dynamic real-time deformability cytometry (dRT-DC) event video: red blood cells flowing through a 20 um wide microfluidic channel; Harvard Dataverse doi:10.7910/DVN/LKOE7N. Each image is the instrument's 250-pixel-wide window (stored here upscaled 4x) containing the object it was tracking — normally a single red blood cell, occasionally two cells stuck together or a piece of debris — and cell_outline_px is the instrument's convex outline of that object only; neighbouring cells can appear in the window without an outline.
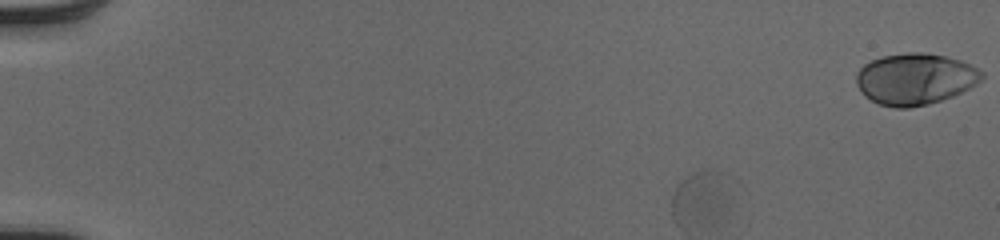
{"species": "human", "species_latin": "Homo sapiens", "temperature_condition": "cold", "stored_images_in_passage": 47, "camera_frame_rate_fps": 3000, "um_per_image_px": 0.085, "donor": {"sex": "male"}, "frame": {"image": 1, "passage_image": 1, "time_ms": 0.0, "image_size_px": [1000, 240], "cell_outline_px": [[984, 76], [976, 84], [952, 96], [928, 104], [908, 108], [896, 108], [880, 104], [864, 96], [856, 84], [856, 72], [864, 64], [880, 56], [908, 52], [924, 52], [944, 56], [960, 60], [984, 72]], "centroid_in_image_um": [77.75, 6.7], "position_along_channel_um": 7.2, "area_um2": 37.51}}
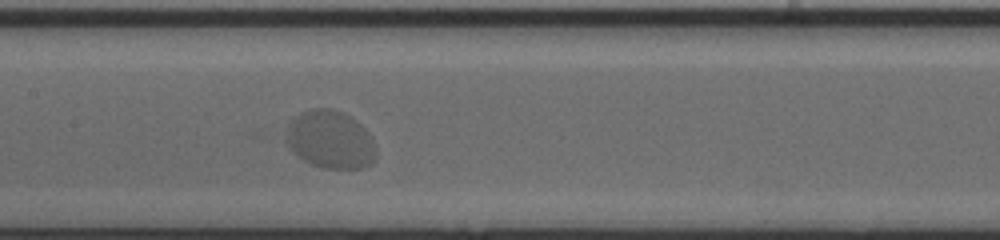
{"frame": {"image": 2, "passage_image": 21, "time_ms": 6.667, "image_size_px": [1000, 240], "cell_outline_px": [[376, 156], [372, 164], [364, 168], [324, 168], [312, 164], [304, 160], [292, 152], [288, 144], [288, 124], [296, 116], [304, 112], [316, 108], [332, 108], [344, 112], [360, 124], [368, 132], [372, 140], [376, 152]], "centroid_in_image_um": [28.11, 11.88], "position_along_channel_um": 179.3, "area_um2": 30.06}}
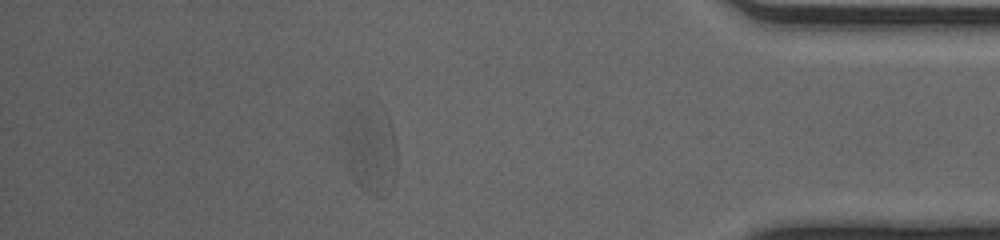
{"frame": {"image": 3, "passage_image": 40, "time_ms": 13.0, "image_size_px": [1000, 240], "cell_outline_px": [[396, 172], [384, 196], [376, 196], [364, 192], [352, 180], [344, 168], [336, 136], [340, 120], [348, 104], [380, 104], [388, 116], [392, 128], [396, 148]], "centroid_in_image_um": [31.26, 12.53], "position_along_channel_um": 403.9, "area_um2": 30.98}}